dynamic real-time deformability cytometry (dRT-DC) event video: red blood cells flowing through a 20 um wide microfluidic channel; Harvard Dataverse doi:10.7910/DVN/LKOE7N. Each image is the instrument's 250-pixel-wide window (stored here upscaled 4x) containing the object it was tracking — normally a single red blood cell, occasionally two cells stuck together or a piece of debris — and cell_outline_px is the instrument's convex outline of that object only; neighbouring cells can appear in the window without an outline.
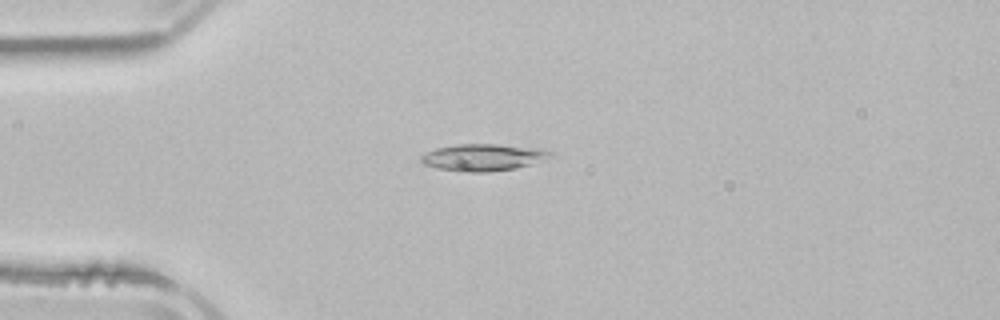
{"species": "common noctule bat (a hibernating species)", "species_latin": "Nyctalus noctula", "temperature_condition": "room temperature", "stored_images_in_passage": 2, "camera_frame_rate_fps": 3000, "um_per_image_px": 0.085, "animal": {"sex": "male", "body_mass_g": 21.5, "forearm_length_mm": 52.0}, "frame": {"image": 1, "passage_image": 2, "time_ms": 1.333, "image_size_px": [1000, 320], "cell_outline_px": [[556, 152], [552, 156], [516, 168], [488, 172], [460, 172], [436, 168], [424, 164], [420, 160], [420, 156], [436, 148], [456, 144], [496, 144], [540, 148]], "centroid_in_image_um": [41.05, 13.37], "position_along_channel_um": 43.9, "area_um2": 20.29}}